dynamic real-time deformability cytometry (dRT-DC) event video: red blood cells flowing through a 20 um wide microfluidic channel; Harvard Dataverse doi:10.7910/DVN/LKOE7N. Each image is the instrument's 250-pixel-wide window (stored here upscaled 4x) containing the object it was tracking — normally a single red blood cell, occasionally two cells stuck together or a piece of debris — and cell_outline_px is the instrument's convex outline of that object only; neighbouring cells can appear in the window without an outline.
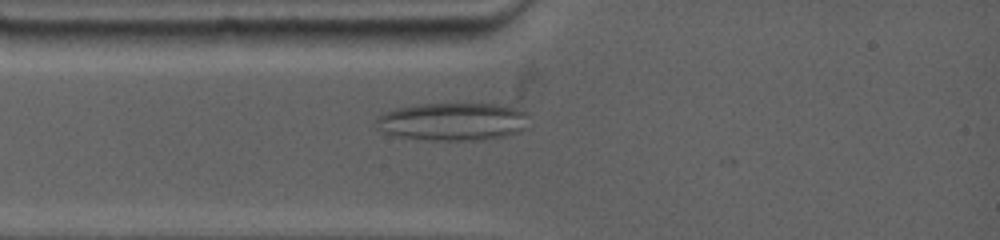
{"species": "common noctule bat (a hibernating species)", "species_latin": "Nyctalus noctula", "temperature_condition": "warm", "stored_images_in_passage": 3, "camera_frame_rate_fps": 4500, "um_per_image_px": 0.085, "animal": {"sex": "female", "body_mass_g": 19.0, "forearm_length_mm": 53.3}, "frame": {"image": 1, "passage_image": 3, "time_ms": 0.444, "image_size_px": [1000, 240], "cell_outline_px": [[528, 128], [520, 132], [504, 136], [404, 136], [380, 132], [372, 124], [372, 120], [380, 112], [396, 108], [420, 104], [492, 104], [520, 108], [528, 112]], "centroid_in_image_um": [38.45, 10.23], "position_along_channel_um": 46.5, "area_um2": 32.19}}